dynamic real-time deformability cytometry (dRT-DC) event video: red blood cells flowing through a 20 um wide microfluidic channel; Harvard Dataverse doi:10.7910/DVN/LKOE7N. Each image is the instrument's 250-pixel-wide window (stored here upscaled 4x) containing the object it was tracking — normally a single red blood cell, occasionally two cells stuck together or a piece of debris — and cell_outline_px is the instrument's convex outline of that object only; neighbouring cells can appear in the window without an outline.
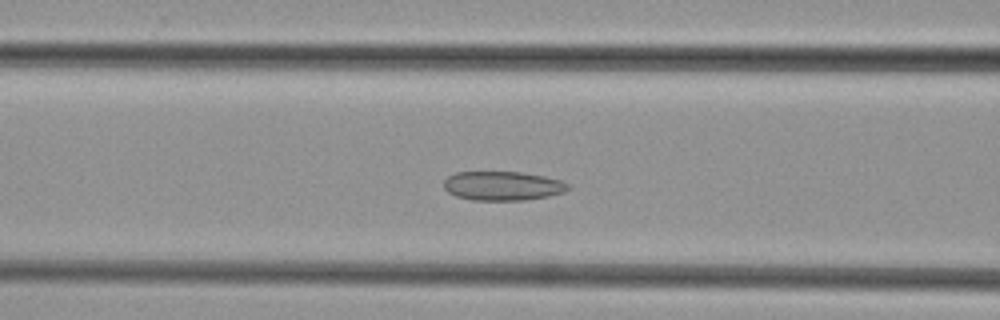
{"species": "common noctule bat (a hibernating species)", "species_latin": "Nyctalus noctula", "temperature_condition": "cold", "stored_images_in_passage": 45, "camera_frame_rate_fps": 3000, "um_per_image_px": 0.085, "animal": {"sex": "female", "body_mass_g": 29.2, "forearm_length_mm": 56.3}, "frame": {"image": 1, "passage_image": 15, "time_ms": 4.667, "image_size_px": [1000, 320], "cell_outline_px": [[572, 188], [564, 192], [548, 196], [524, 200], [472, 200], [456, 196], [448, 192], [444, 188], [444, 180], [448, 176], [456, 172], [520, 172], [544, 176], [560, 180], [568, 184]], "centroid_in_image_um": [42.73, 15.8], "position_along_channel_um": 123.9, "area_um2": 21.1}}
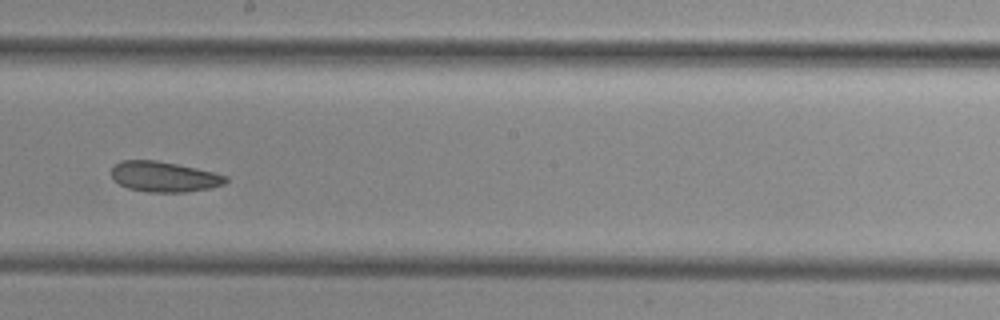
{"frame": {"image": 2, "passage_image": 23, "time_ms": 7.333, "image_size_px": [1000, 320], "cell_outline_px": [[228, 180], [224, 184], [208, 188], [188, 192], [148, 192], [128, 188], [120, 184], [112, 176], [112, 164], [120, 160], [156, 160], [196, 168], [228, 176]], "centroid_in_image_um": [13.93, 15.01], "position_along_channel_um": 234.3, "area_um2": 20.17}}
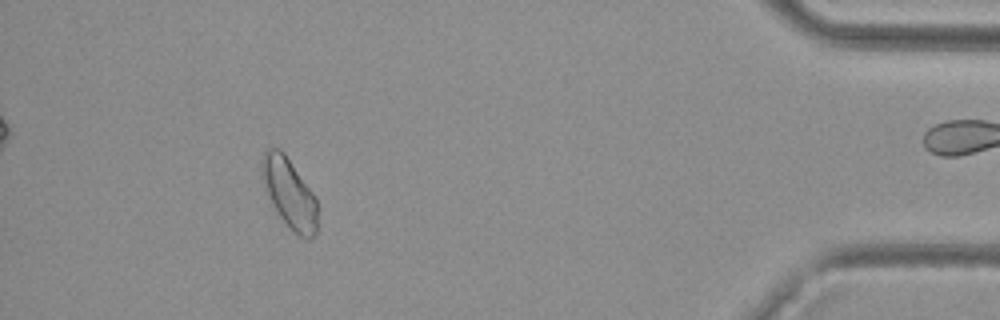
{"frame": {"image": 3, "passage_image": 40, "time_ms": 13.0, "image_size_px": [1000, 320], "cell_outline_px": [[316, 236], [308, 240], [292, 232], [276, 212], [260, 176], [260, 160], [264, 152], [268, 148], [280, 148], [284, 152], [316, 196]], "centroid_in_image_um": [24.57, 16.41], "position_along_channel_um": 410.6, "area_um2": 22.89}}